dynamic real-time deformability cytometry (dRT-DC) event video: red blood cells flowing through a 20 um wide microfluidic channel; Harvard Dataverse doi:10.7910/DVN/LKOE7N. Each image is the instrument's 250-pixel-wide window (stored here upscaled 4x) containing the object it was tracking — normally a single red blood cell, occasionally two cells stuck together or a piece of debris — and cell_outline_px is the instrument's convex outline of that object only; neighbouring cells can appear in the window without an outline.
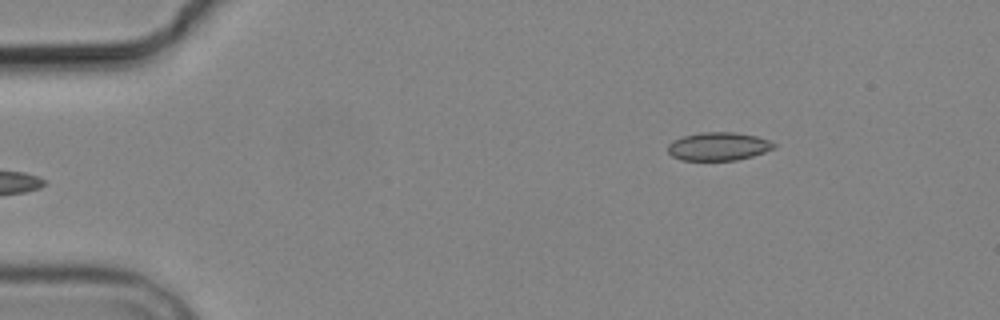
{"species": "common noctule bat (a hibernating species)", "species_latin": "Nyctalus noctula", "temperature_condition": "cold", "stored_images_in_passage": 4, "camera_frame_rate_fps": 3000, "um_per_image_px": 0.085, "animal": {"sex": "male", "body_mass_g": 19.2, "forearm_length_mm": 51.8}, "frame": {"image": 1, "passage_image": 4, "time_ms": 3.667, "image_size_px": [1000, 320], "cell_outline_px": [[776, 148], [752, 156], [736, 160], [680, 160], [672, 156], [668, 152], [668, 144], [672, 140], [684, 136], [700, 132], [732, 132], [756, 136], [768, 140], [776, 144]], "centroid_in_image_um": [61.05, 12.44], "position_along_channel_um": 23.9, "area_um2": 17.46}}